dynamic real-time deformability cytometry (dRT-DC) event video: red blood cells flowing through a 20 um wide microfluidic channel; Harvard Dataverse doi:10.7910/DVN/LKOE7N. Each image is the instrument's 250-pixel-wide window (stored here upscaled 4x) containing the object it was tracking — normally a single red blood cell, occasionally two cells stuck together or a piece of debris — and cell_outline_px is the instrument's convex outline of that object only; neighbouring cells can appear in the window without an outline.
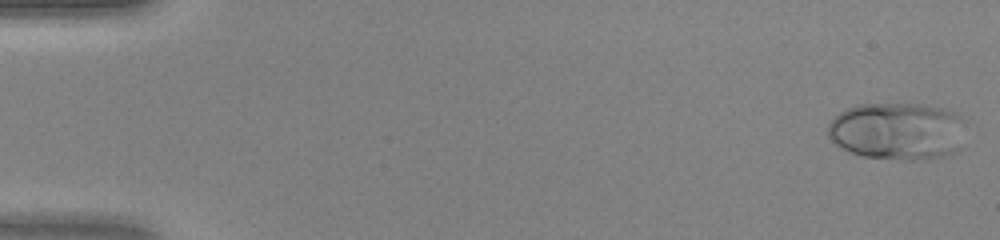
{"species": "human", "species_latin": "Homo sapiens", "temperature_condition": "warm", "stored_images_in_passage": 46, "camera_frame_rate_fps": 3000, "um_per_image_px": 0.085, "donor": {"sex": "female"}, "frame": {"image": 1, "passage_image": 1, "time_ms": 0.0, "image_size_px": [1000, 240], "cell_outline_px": [[968, 120], [960, 152], [948, 156], [928, 160], [904, 160], [864, 156], [840, 148], [828, 136], [828, 124], [840, 112], [856, 104], [924, 104], [944, 108], [960, 112]], "centroid_in_image_um": [76.42, 11.15], "position_along_channel_um": 8.6, "area_um2": 47.57}}
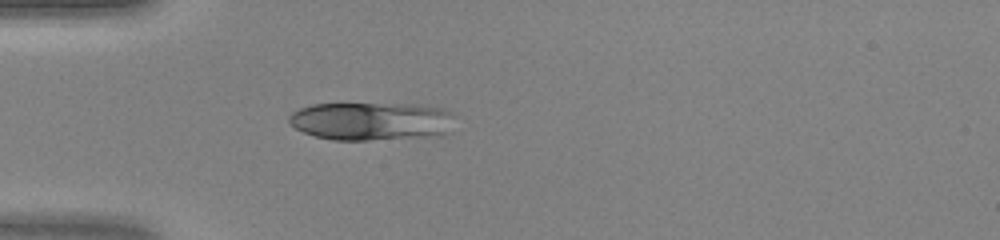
{"frame": {"image": 2, "passage_image": 14, "time_ms": 4.333, "image_size_px": [1000, 240], "cell_outline_px": [[452, 116], [448, 132], [444, 136], [368, 140], [332, 140], [316, 136], [304, 132], [296, 128], [288, 120], [288, 116], [292, 112], [300, 108], [312, 104], [420, 104], [444, 108], [452, 112]], "centroid_in_image_um": [31.59, 10.3], "position_along_channel_um": 53.4, "area_um2": 37.17}}
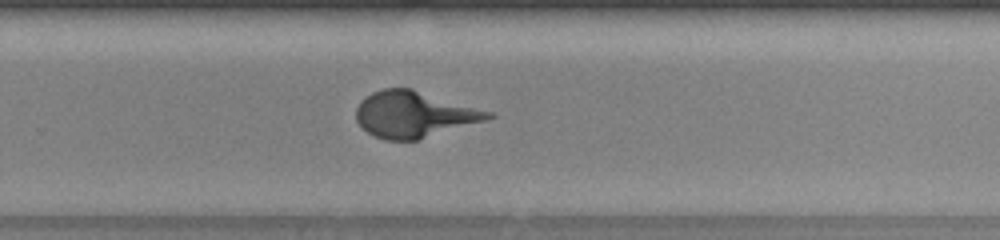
{"frame": {"image": 3, "passage_image": 31, "time_ms": 10.0, "image_size_px": [1000, 240], "cell_outline_px": [[496, 116], [488, 120], [416, 140], [384, 140], [368, 132], [356, 120], [356, 108], [360, 100], [364, 96], [372, 92], [384, 88], [412, 88], [492, 112]], "centroid_in_image_um": [35.2, 9.71], "position_along_channel_um": 294.6, "area_um2": 35.49}}